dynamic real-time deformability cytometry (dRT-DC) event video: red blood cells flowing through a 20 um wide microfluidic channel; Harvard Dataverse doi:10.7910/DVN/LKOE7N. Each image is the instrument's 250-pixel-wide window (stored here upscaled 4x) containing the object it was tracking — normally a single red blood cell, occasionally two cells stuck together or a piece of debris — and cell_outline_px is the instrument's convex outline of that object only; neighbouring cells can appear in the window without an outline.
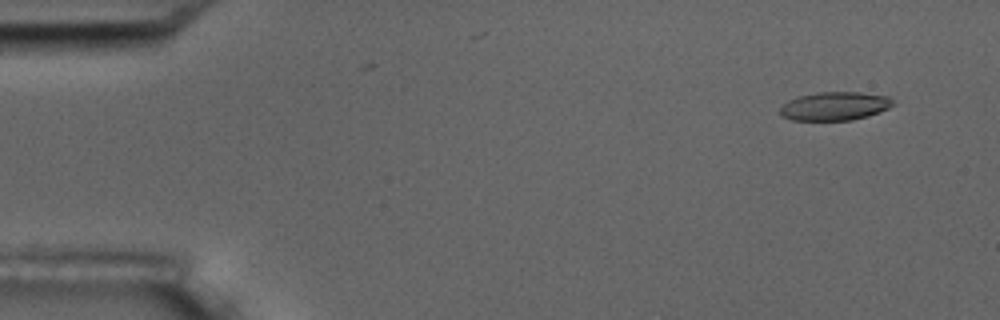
{"species": "common noctule bat (a hibernating species)", "species_latin": "Nyctalus noctula", "temperature_condition": "room temperature", "stored_images_in_passage": 4, "camera_frame_rate_fps": 3000, "um_per_image_px": 0.085, "animal": {"sex": "male", "body_mass_g": 17.5, "forearm_length_mm": 52.3}, "frame": {"image": 1, "passage_image": 1, "time_ms": 0.0, "image_size_px": [1000, 320], "cell_outline_px": [[892, 104], [888, 108], [880, 112], [868, 116], [852, 120], [792, 120], [780, 116], [780, 108], [788, 100], [796, 96], [816, 92], [860, 92], [888, 96], [892, 100]], "centroid_in_image_um": [70.91, 9.01], "position_along_channel_um": 14.1, "area_um2": 18.84}}
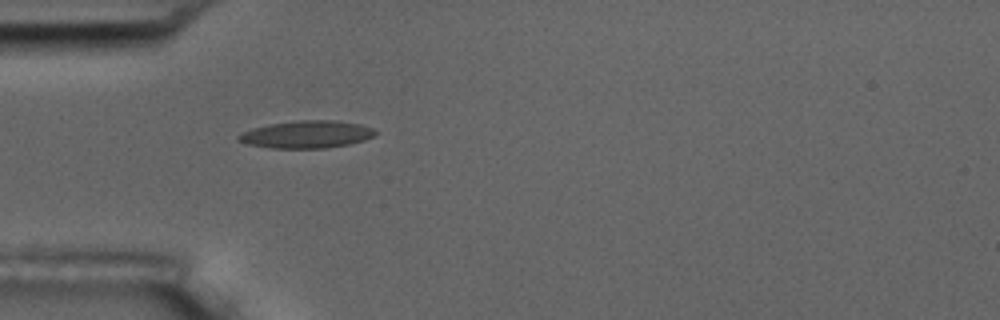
{"frame": {"image": 2, "passage_image": 4, "time_ms": 4.333, "image_size_px": [1000, 320], "cell_outline_px": [[380, 132], [364, 140], [348, 144], [324, 148], [272, 148], [244, 144], [236, 140], [236, 136], [252, 128], [268, 124], [300, 120], [336, 120], [360, 124], [372, 128]], "centroid_in_image_um": [26.04, 11.42], "position_along_channel_um": 59.0, "area_um2": 21.96}}